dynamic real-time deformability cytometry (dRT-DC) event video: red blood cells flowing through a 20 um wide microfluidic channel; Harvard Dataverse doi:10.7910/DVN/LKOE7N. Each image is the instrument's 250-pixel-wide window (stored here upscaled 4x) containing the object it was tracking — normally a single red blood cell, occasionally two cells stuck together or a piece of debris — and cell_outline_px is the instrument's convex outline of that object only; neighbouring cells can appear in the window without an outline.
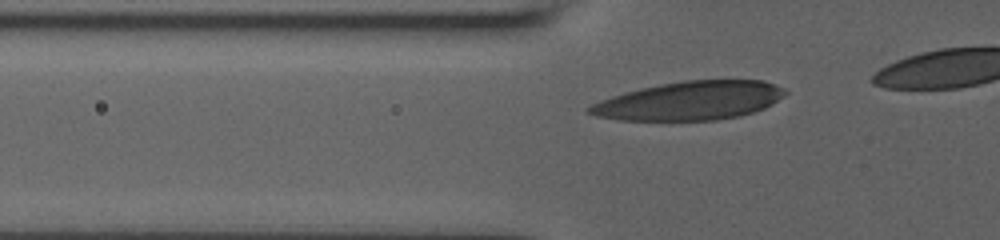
{"species": "human", "species_latin": "Homo sapiens", "temperature_condition": "room temperature", "stored_images_in_passage": 24, "camera_frame_rate_fps": 3000, "um_per_image_px": 0.085, "donor": {"sex": "male"}, "frame": {"image": 1, "passage_image": 12, "time_ms": 2.0, "image_size_px": [1000, 240], "cell_outline_px": [[788, 92], [784, 96], [772, 104], [764, 108], [740, 116], [716, 120], [620, 120], [596, 116], [584, 112], [584, 108], [600, 100], [612, 96], [640, 88], [660, 84], [684, 80], [764, 80], [784, 88]], "centroid_in_image_um": [58.62, 8.56], "position_along_channel_um": 67.2, "area_um2": 44.22}}
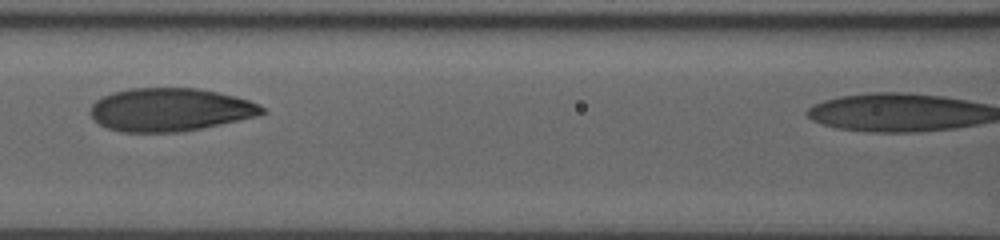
{"frame": {"image": 2, "passage_image": 20, "time_ms": 4.333, "image_size_px": [1000, 240], "cell_outline_px": [[264, 112], [256, 116], [220, 124], [180, 132], [120, 132], [108, 128], [100, 124], [92, 116], [92, 104], [96, 100], [112, 92], [132, 88], [200, 88], [236, 96], [260, 104], [264, 108]], "centroid_in_image_um": [14.46, 9.31], "position_along_channel_um": 152.1, "area_um2": 42.89}}
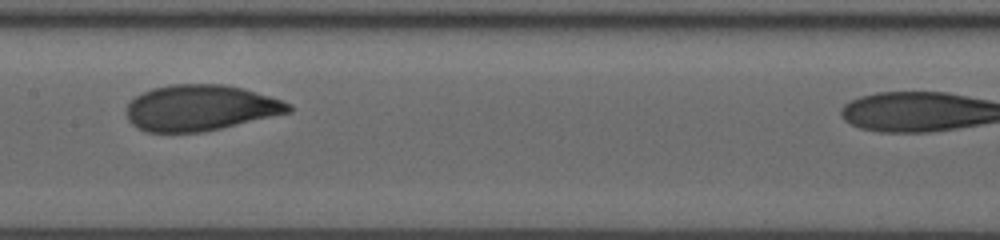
{"frame": {"image": 3, "passage_image": 23, "time_ms": 5.333, "image_size_px": [1000, 240], "cell_outline_px": [[292, 112], [204, 132], [148, 132], [136, 128], [128, 120], [128, 104], [136, 96], [152, 88], [172, 84], [224, 84], [240, 88], [268, 96], [280, 100], [288, 104], [292, 108]], "centroid_in_image_um": [17.01, 9.18], "position_along_channel_um": 190.4, "area_um2": 43.0}}